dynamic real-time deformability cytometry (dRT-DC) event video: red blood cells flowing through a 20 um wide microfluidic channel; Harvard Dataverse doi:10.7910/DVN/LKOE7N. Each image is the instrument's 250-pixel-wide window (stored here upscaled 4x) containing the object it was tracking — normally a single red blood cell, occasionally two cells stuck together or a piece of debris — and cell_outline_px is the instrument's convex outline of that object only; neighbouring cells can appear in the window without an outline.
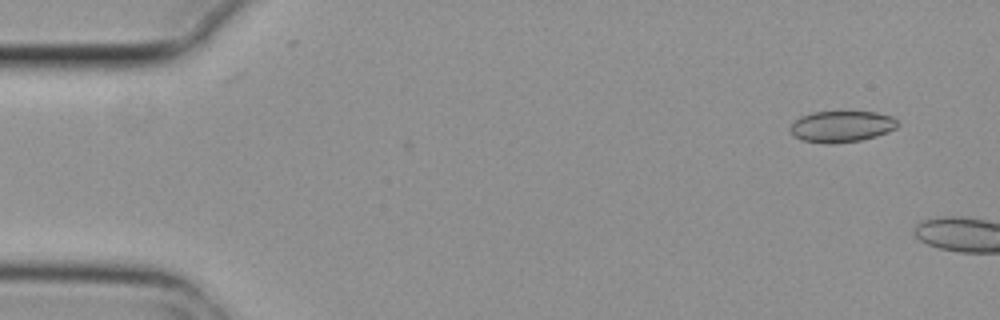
{"species": "common noctule bat (a hibernating species)", "species_latin": "Nyctalus noctula", "temperature_condition": "cold", "stored_images_in_passage": 2, "camera_frame_rate_fps": 3000, "um_per_image_px": 0.085, "animal": {"sex": "female", "body_mass_g": 29.2, "forearm_length_mm": 56.3}, "frame": {"image": 1, "passage_image": 1, "time_ms": 0.0, "image_size_px": [1000, 320], "cell_outline_px": [[900, 124], [896, 128], [888, 132], [876, 136], [860, 140], [800, 140], [792, 136], [788, 128], [800, 116], [812, 112], [876, 112], [892, 116]], "centroid_in_image_um": [71.56, 10.69], "position_along_channel_um": 13.4, "area_um2": 18.84}}